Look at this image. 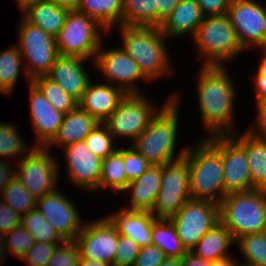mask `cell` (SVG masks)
Returning a JSON list of instances; mask_svg holds the SVG:
<instances>
[{
  "label": "cell",
  "mask_w": 266,
  "mask_h": 266,
  "mask_svg": "<svg viewBox=\"0 0 266 266\" xmlns=\"http://www.w3.org/2000/svg\"><path fill=\"white\" fill-rule=\"evenodd\" d=\"M230 68L231 66L199 65L194 73L197 89L195 100L197 99L198 105L196 109L200 115V125L205 132L200 138L231 135L239 131L235 121L239 95L235 82L238 80H235L237 77L233 75V71L231 73Z\"/></svg>",
  "instance_id": "6da1fadb"
},
{
  "label": "cell",
  "mask_w": 266,
  "mask_h": 266,
  "mask_svg": "<svg viewBox=\"0 0 266 266\" xmlns=\"http://www.w3.org/2000/svg\"><path fill=\"white\" fill-rule=\"evenodd\" d=\"M180 92L175 89L169 94L172 99L152 119L150 125L130 143L131 147L153 165H163L184 157L189 146L186 142L185 146L182 145L178 150L183 96Z\"/></svg>",
  "instance_id": "7a4b0ae2"
},
{
  "label": "cell",
  "mask_w": 266,
  "mask_h": 266,
  "mask_svg": "<svg viewBox=\"0 0 266 266\" xmlns=\"http://www.w3.org/2000/svg\"><path fill=\"white\" fill-rule=\"evenodd\" d=\"M115 29L117 34L120 33V47L138 63L141 73L150 83L178 75V67L175 68L172 62L174 58L167 44L169 40L159 27L121 25L109 33Z\"/></svg>",
  "instance_id": "3957f363"
},
{
  "label": "cell",
  "mask_w": 266,
  "mask_h": 266,
  "mask_svg": "<svg viewBox=\"0 0 266 266\" xmlns=\"http://www.w3.org/2000/svg\"><path fill=\"white\" fill-rule=\"evenodd\" d=\"M184 157L189 165L190 199L219 204L224 198L223 162L221 152L207 139L189 143Z\"/></svg>",
  "instance_id": "277c9868"
},
{
  "label": "cell",
  "mask_w": 266,
  "mask_h": 266,
  "mask_svg": "<svg viewBox=\"0 0 266 266\" xmlns=\"http://www.w3.org/2000/svg\"><path fill=\"white\" fill-rule=\"evenodd\" d=\"M190 42L200 66H230L246 55L227 14L205 17Z\"/></svg>",
  "instance_id": "5b68a950"
},
{
  "label": "cell",
  "mask_w": 266,
  "mask_h": 266,
  "mask_svg": "<svg viewBox=\"0 0 266 266\" xmlns=\"http://www.w3.org/2000/svg\"><path fill=\"white\" fill-rule=\"evenodd\" d=\"M219 219L235 240L266 231V190L227 194L219 203Z\"/></svg>",
  "instance_id": "8992f818"
},
{
  "label": "cell",
  "mask_w": 266,
  "mask_h": 266,
  "mask_svg": "<svg viewBox=\"0 0 266 266\" xmlns=\"http://www.w3.org/2000/svg\"><path fill=\"white\" fill-rule=\"evenodd\" d=\"M167 97L163 105H160L156 104V100H152V96L149 98L146 93L126 94L102 123L116 141L118 139L119 141L123 140L129 145L150 125L152 119L172 99L169 95Z\"/></svg>",
  "instance_id": "52a82bcc"
},
{
  "label": "cell",
  "mask_w": 266,
  "mask_h": 266,
  "mask_svg": "<svg viewBox=\"0 0 266 266\" xmlns=\"http://www.w3.org/2000/svg\"><path fill=\"white\" fill-rule=\"evenodd\" d=\"M109 32L88 15L77 10L69 11L65 24L56 37L61 56H74L91 60L94 68L96 54Z\"/></svg>",
  "instance_id": "ba28073f"
},
{
  "label": "cell",
  "mask_w": 266,
  "mask_h": 266,
  "mask_svg": "<svg viewBox=\"0 0 266 266\" xmlns=\"http://www.w3.org/2000/svg\"><path fill=\"white\" fill-rule=\"evenodd\" d=\"M55 156L47 147L34 146L15 163V176L36 199L59 188L62 163Z\"/></svg>",
  "instance_id": "9c48e42d"
},
{
  "label": "cell",
  "mask_w": 266,
  "mask_h": 266,
  "mask_svg": "<svg viewBox=\"0 0 266 266\" xmlns=\"http://www.w3.org/2000/svg\"><path fill=\"white\" fill-rule=\"evenodd\" d=\"M104 41L94 61L99 80L121 88L126 94L146 93L140 83L145 82L147 85L150 82L141 73L138 63L120 45L107 48Z\"/></svg>",
  "instance_id": "30bf717a"
},
{
  "label": "cell",
  "mask_w": 266,
  "mask_h": 266,
  "mask_svg": "<svg viewBox=\"0 0 266 266\" xmlns=\"http://www.w3.org/2000/svg\"><path fill=\"white\" fill-rule=\"evenodd\" d=\"M17 27V42L28 78L32 81L46 76L59 56L56 38L40 27L28 22L23 16Z\"/></svg>",
  "instance_id": "8fae6325"
},
{
  "label": "cell",
  "mask_w": 266,
  "mask_h": 266,
  "mask_svg": "<svg viewBox=\"0 0 266 266\" xmlns=\"http://www.w3.org/2000/svg\"><path fill=\"white\" fill-rule=\"evenodd\" d=\"M190 199L189 165L182 157L162 165V183L151 213L157 219H171Z\"/></svg>",
  "instance_id": "7c38bea8"
},
{
  "label": "cell",
  "mask_w": 266,
  "mask_h": 266,
  "mask_svg": "<svg viewBox=\"0 0 266 266\" xmlns=\"http://www.w3.org/2000/svg\"><path fill=\"white\" fill-rule=\"evenodd\" d=\"M227 15L246 52L266 48V4L263 0H232Z\"/></svg>",
  "instance_id": "4fadbf2b"
},
{
  "label": "cell",
  "mask_w": 266,
  "mask_h": 266,
  "mask_svg": "<svg viewBox=\"0 0 266 266\" xmlns=\"http://www.w3.org/2000/svg\"><path fill=\"white\" fill-rule=\"evenodd\" d=\"M187 252L218 222L219 204L207 200L189 199L170 219Z\"/></svg>",
  "instance_id": "5bb4252c"
},
{
  "label": "cell",
  "mask_w": 266,
  "mask_h": 266,
  "mask_svg": "<svg viewBox=\"0 0 266 266\" xmlns=\"http://www.w3.org/2000/svg\"><path fill=\"white\" fill-rule=\"evenodd\" d=\"M75 241L79 247L81 258L114 266L119 232L106 215L98 219L87 220Z\"/></svg>",
  "instance_id": "9a60e30c"
},
{
  "label": "cell",
  "mask_w": 266,
  "mask_h": 266,
  "mask_svg": "<svg viewBox=\"0 0 266 266\" xmlns=\"http://www.w3.org/2000/svg\"><path fill=\"white\" fill-rule=\"evenodd\" d=\"M60 189L38 198L36 208L64 240H75L87 220L82 219L74 200Z\"/></svg>",
  "instance_id": "2e32d148"
},
{
  "label": "cell",
  "mask_w": 266,
  "mask_h": 266,
  "mask_svg": "<svg viewBox=\"0 0 266 266\" xmlns=\"http://www.w3.org/2000/svg\"><path fill=\"white\" fill-rule=\"evenodd\" d=\"M207 139L222 154L224 197L251 191L250 169L244 149L230 135L209 136Z\"/></svg>",
  "instance_id": "e0dca14e"
},
{
  "label": "cell",
  "mask_w": 266,
  "mask_h": 266,
  "mask_svg": "<svg viewBox=\"0 0 266 266\" xmlns=\"http://www.w3.org/2000/svg\"><path fill=\"white\" fill-rule=\"evenodd\" d=\"M64 154L63 164L66 166L65 174L68 182L75 188L90 193L99 192V180L102 160L96 156L85 141L70 144L62 150Z\"/></svg>",
  "instance_id": "ac0fdd59"
},
{
  "label": "cell",
  "mask_w": 266,
  "mask_h": 266,
  "mask_svg": "<svg viewBox=\"0 0 266 266\" xmlns=\"http://www.w3.org/2000/svg\"><path fill=\"white\" fill-rule=\"evenodd\" d=\"M28 86V115L35 137L33 145L46 147L58 133L65 114L56 110L32 82Z\"/></svg>",
  "instance_id": "d6986e66"
},
{
  "label": "cell",
  "mask_w": 266,
  "mask_h": 266,
  "mask_svg": "<svg viewBox=\"0 0 266 266\" xmlns=\"http://www.w3.org/2000/svg\"><path fill=\"white\" fill-rule=\"evenodd\" d=\"M86 61L91 62L81 57L59 55L46 76L79 101L93 79V74L86 69Z\"/></svg>",
  "instance_id": "ffe728a7"
},
{
  "label": "cell",
  "mask_w": 266,
  "mask_h": 266,
  "mask_svg": "<svg viewBox=\"0 0 266 266\" xmlns=\"http://www.w3.org/2000/svg\"><path fill=\"white\" fill-rule=\"evenodd\" d=\"M162 183V165L151 164L135 181L121 193L128 202L121 207L127 210L152 211ZM127 195V196H124Z\"/></svg>",
  "instance_id": "44dd1931"
},
{
  "label": "cell",
  "mask_w": 266,
  "mask_h": 266,
  "mask_svg": "<svg viewBox=\"0 0 266 266\" xmlns=\"http://www.w3.org/2000/svg\"><path fill=\"white\" fill-rule=\"evenodd\" d=\"M125 96L121 88L101 80L95 83L92 79L78 101V106L102 123Z\"/></svg>",
  "instance_id": "7402d4cb"
},
{
  "label": "cell",
  "mask_w": 266,
  "mask_h": 266,
  "mask_svg": "<svg viewBox=\"0 0 266 266\" xmlns=\"http://www.w3.org/2000/svg\"><path fill=\"white\" fill-rule=\"evenodd\" d=\"M204 18L196 0H181L159 28L169 41L184 35L192 40Z\"/></svg>",
  "instance_id": "603a6c76"
},
{
  "label": "cell",
  "mask_w": 266,
  "mask_h": 266,
  "mask_svg": "<svg viewBox=\"0 0 266 266\" xmlns=\"http://www.w3.org/2000/svg\"><path fill=\"white\" fill-rule=\"evenodd\" d=\"M120 235L131 238L140 247L151 245V230L157 219L151 211L127 210L119 207L106 215Z\"/></svg>",
  "instance_id": "cb8c5ba5"
},
{
  "label": "cell",
  "mask_w": 266,
  "mask_h": 266,
  "mask_svg": "<svg viewBox=\"0 0 266 266\" xmlns=\"http://www.w3.org/2000/svg\"><path fill=\"white\" fill-rule=\"evenodd\" d=\"M99 123L87 111L77 106L74 110L65 114L58 133L46 147L56 152L53 149H62L78 141H84Z\"/></svg>",
  "instance_id": "d4e9b609"
},
{
  "label": "cell",
  "mask_w": 266,
  "mask_h": 266,
  "mask_svg": "<svg viewBox=\"0 0 266 266\" xmlns=\"http://www.w3.org/2000/svg\"><path fill=\"white\" fill-rule=\"evenodd\" d=\"M245 151L250 169L252 190H266V141L241 130L230 135Z\"/></svg>",
  "instance_id": "484cf974"
},
{
  "label": "cell",
  "mask_w": 266,
  "mask_h": 266,
  "mask_svg": "<svg viewBox=\"0 0 266 266\" xmlns=\"http://www.w3.org/2000/svg\"><path fill=\"white\" fill-rule=\"evenodd\" d=\"M69 11L48 0H34L20 13L28 22L56 38Z\"/></svg>",
  "instance_id": "4316f807"
},
{
  "label": "cell",
  "mask_w": 266,
  "mask_h": 266,
  "mask_svg": "<svg viewBox=\"0 0 266 266\" xmlns=\"http://www.w3.org/2000/svg\"><path fill=\"white\" fill-rule=\"evenodd\" d=\"M235 243L236 240L230 231L221 222H218L197 242L191 252L212 262L233 254L230 253V250Z\"/></svg>",
  "instance_id": "83f0119b"
},
{
  "label": "cell",
  "mask_w": 266,
  "mask_h": 266,
  "mask_svg": "<svg viewBox=\"0 0 266 266\" xmlns=\"http://www.w3.org/2000/svg\"><path fill=\"white\" fill-rule=\"evenodd\" d=\"M21 74L30 84L22 55L14 43L0 51V95L12 96Z\"/></svg>",
  "instance_id": "f1b7e54d"
},
{
  "label": "cell",
  "mask_w": 266,
  "mask_h": 266,
  "mask_svg": "<svg viewBox=\"0 0 266 266\" xmlns=\"http://www.w3.org/2000/svg\"><path fill=\"white\" fill-rule=\"evenodd\" d=\"M77 11L94 19L108 32L123 25V0H80Z\"/></svg>",
  "instance_id": "f546056e"
},
{
  "label": "cell",
  "mask_w": 266,
  "mask_h": 266,
  "mask_svg": "<svg viewBox=\"0 0 266 266\" xmlns=\"http://www.w3.org/2000/svg\"><path fill=\"white\" fill-rule=\"evenodd\" d=\"M123 162V145L112 154L102 160L101 174L99 180V192H112L114 195L121 194L127 187Z\"/></svg>",
  "instance_id": "4dcf8cb0"
},
{
  "label": "cell",
  "mask_w": 266,
  "mask_h": 266,
  "mask_svg": "<svg viewBox=\"0 0 266 266\" xmlns=\"http://www.w3.org/2000/svg\"><path fill=\"white\" fill-rule=\"evenodd\" d=\"M19 128L13 122H0V159L16 163L34 147L22 137Z\"/></svg>",
  "instance_id": "1f68e13d"
},
{
  "label": "cell",
  "mask_w": 266,
  "mask_h": 266,
  "mask_svg": "<svg viewBox=\"0 0 266 266\" xmlns=\"http://www.w3.org/2000/svg\"><path fill=\"white\" fill-rule=\"evenodd\" d=\"M152 245L161 249L166 257L183 258V247L176 228L170 219H156L151 230Z\"/></svg>",
  "instance_id": "d6a6232c"
},
{
  "label": "cell",
  "mask_w": 266,
  "mask_h": 266,
  "mask_svg": "<svg viewBox=\"0 0 266 266\" xmlns=\"http://www.w3.org/2000/svg\"><path fill=\"white\" fill-rule=\"evenodd\" d=\"M123 25L157 27L155 0H123Z\"/></svg>",
  "instance_id": "836d02e7"
},
{
  "label": "cell",
  "mask_w": 266,
  "mask_h": 266,
  "mask_svg": "<svg viewBox=\"0 0 266 266\" xmlns=\"http://www.w3.org/2000/svg\"><path fill=\"white\" fill-rule=\"evenodd\" d=\"M244 266H266V231L247 234L236 239Z\"/></svg>",
  "instance_id": "e575fe53"
},
{
  "label": "cell",
  "mask_w": 266,
  "mask_h": 266,
  "mask_svg": "<svg viewBox=\"0 0 266 266\" xmlns=\"http://www.w3.org/2000/svg\"><path fill=\"white\" fill-rule=\"evenodd\" d=\"M31 82L56 110L67 114L78 106V101L74 97L47 76L36 77Z\"/></svg>",
  "instance_id": "d590c367"
},
{
  "label": "cell",
  "mask_w": 266,
  "mask_h": 266,
  "mask_svg": "<svg viewBox=\"0 0 266 266\" xmlns=\"http://www.w3.org/2000/svg\"><path fill=\"white\" fill-rule=\"evenodd\" d=\"M0 200L10 206L20 216L36 208L37 199L24 187L18 177H14L0 193Z\"/></svg>",
  "instance_id": "8d00e7d4"
},
{
  "label": "cell",
  "mask_w": 266,
  "mask_h": 266,
  "mask_svg": "<svg viewBox=\"0 0 266 266\" xmlns=\"http://www.w3.org/2000/svg\"><path fill=\"white\" fill-rule=\"evenodd\" d=\"M21 225L32 235L35 242L63 243L65 241L37 208L22 216Z\"/></svg>",
  "instance_id": "74e56055"
},
{
  "label": "cell",
  "mask_w": 266,
  "mask_h": 266,
  "mask_svg": "<svg viewBox=\"0 0 266 266\" xmlns=\"http://www.w3.org/2000/svg\"><path fill=\"white\" fill-rule=\"evenodd\" d=\"M84 141L88 148L101 159L106 158L119 148L118 142L103 123H99Z\"/></svg>",
  "instance_id": "f35d334b"
},
{
  "label": "cell",
  "mask_w": 266,
  "mask_h": 266,
  "mask_svg": "<svg viewBox=\"0 0 266 266\" xmlns=\"http://www.w3.org/2000/svg\"><path fill=\"white\" fill-rule=\"evenodd\" d=\"M0 238L3 240V246L7 255L12 254L19 260L33 247L35 243L32 235L22 225L10 230Z\"/></svg>",
  "instance_id": "ab89813d"
},
{
  "label": "cell",
  "mask_w": 266,
  "mask_h": 266,
  "mask_svg": "<svg viewBox=\"0 0 266 266\" xmlns=\"http://www.w3.org/2000/svg\"><path fill=\"white\" fill-rule=\"evenodd\" d=\"M123 162L128 184L139 178L151 165L133 147L123 144Z\"/></svg>",
  "instance_id": "60d3db41"
},
{
  "label": "cell",
  "mask_w": 266,
  "mask_h": 266,
  "mask_svg": "<svg viewBox=\"0 0 266 266\" xmlns=\"http://www.w3.org/2000/svg\"><path fill=\"white\" fill-rule=\"evenodd\" d=\"M80 250L75 240H65L56 248L47 266H78Z\"/></svg>",
  "instance_id": "b9f144b4"
},
{
  "label": "cell",
  "mask_w": 266,
  "mask_h": 266,
  "mask_svg": "<svg viewBox=\"0 0 266 266\" xmlns=\"http://www.w3.org/2000/svg\"><path fill=\"white\" fill-rule=\"evenodd\" d=\"M59 244L61 243L35 242L20 261L25 262L26 266H47Z\"/></svg>",
  "instance_id": "7bdbcfd3"
},
{
  "label": "cell",
  "mask_w": 266,
  "mask_h": 266,
  "mask_svg": "<svg viewBox=\"0 0 266 266\" xmlns=\"http://www.w3.org/2000/svg\"><path fill=\"white\" fill-rule=\"evenodd\" d=\"M140 248L141 247L131 238L119 234V242L114 257V266H133Z\"/></svg>",
  "instance_id": "ee69618b"
},
{
  "label": "cell",
  "mask_w": 266,
  "mask_h": 266,
  "mask_svg": "<svg viewBox=\"0 0 266 266\" xmlns=\"http://www.w3.org/2000/svg\"><path fill=\"white\" fill-rule=\"evenodd\" d=\"M165 258L164 252L151 244L140 248L133 266H160Z\"/></svg>",
  "instance_id": "f6af8a7d"
},
{
  "label": "cell",
  "mask_w": 266,
  "mask_h": 266,
  "mask_svg": "<svg viewBox=\"0 0 266 266\" xmlns=\"http://www.w3.org/2000/svg\"><path fill=\"white\" fill-rule=\"evenodd\" d=\"M254 120L249 127H245L250 134L266 141V101L254 102Z\"/></svg>",
  "instance_id": "bcb514c9"
},
{
  "label": "cell",
  "mask_w": 266,
  "mask_h": 266,
  "mask_svg": "<svg viewBox=\"0 0 266 266\" xmlns=\"http://www.w3.org/2000/svg\"><path fill=\"white\" fill-rule=\"evenodd\" d=\"M22 216L0 200V237L21 225Z\"/></svg>",
  "instance_id": "7dc6e473"
},
{
  "label": "cell",
  "mask_w": 266,
  "mask_h": 266,
  "mask_svg": "<svg viewBox=\"0 0 266 266\" xmlns=\"http://www.w3.org/2000/svg\"><path fill=\"white\" fill-rule=\"evenodd\" d=\"M205 17L222 16L228 13L232 0H196Z\"/></svg>",
  "instance_id": "c3c4849f"
},
{
  "label": "cell",
  "mask_w": 266,
  "mask_h": 266,
  "mask_svg": "<svg viewBox=\"0 0 266 266\" xmlns=\"http://www.w3.org/2000/svg\"><path fill=\"white\" fill-rule=\"evenodd\" d=\"M252 85L254 102L266 101V75H251L248 76Z\"/></svg>",
  "instance_id": "681fc988"
},
{
  "label": "cell",
  "mask_w": 266,
  "mask_h": 266,
  "mask_svg": "<svg viewBox=\"0 0 266 266\" xmlns=\"http://www.w3.org/2000/svg\"><path fill=\"white\" fill-rule=\"evenodd\" d=\"M15 162L0 159V193L15 177Z\"/></svg>",
  "instance_id": "f907efd6"
},
{
  "label": "cell",
  "mask_w": 266,
  "mask_h": 266,
  "mask_svg": "<svg viewBox=\"0 0 266 266\" xmlns=\"http://www.w3.org/2000/svg\"><path fill=\"white\" fill-rule=\"evenodd\" d=\"M181 0H155L157 5V27L161 25L164 19L172 12Z\"/></svg>",
  "instance_id": "816d5d0a"
},
{
  "label": "cell",
  "mask_w": 266,
  "mask_h": 266,
  "mask_svg": "<svg viewBox=\"0 0 266 266\" xmlns=\"http://www.w3.org/2000/svg\"><path fill=\"white\" fill-rule=\"evenodd\" d=\"M182 266H210V261L198 257L192 252H187L182 258Z\"/></svg>",
  "instance_id": "f5cc1de1"
},
{
  "label": "cell",
  "mask_w": 266,
  "mask_h": 266,
  "mask_svg": "<svg viewBox=\"0 0 266 266\" xmlns=\"http://www.w3.org/2000/svg\"><path fill=\"white\" fill-rule=\"evenodd\" d=\"M256 52L259 54H257L258 57L256 58V60L258 59V62H256L257 67L252 69L254 71L250 75H266V48L259 49Z\"/></svg>",
  "instance_id": "db71d44e"
},
{
  "label": "cell",
  "mask_w": 266,
  "mask_h": 266,
  "mask_svg": "<svg viewBox=\"0 0 266 266\" xmlns=\"http://www.w3.org/2000/svg\"><path fill=\"white\" fill-rule=\"evenodd\" d=\"M240 260L234 258V255H229L227 257L214 260L210 262V266H239Z\"/></svg>",
  "instance_id": "11a10c76"
},
{
  "label": "cell",
  "mask_w": 266,
  "mask_h": 266,
  "mask_svg": "<svg viewBox=\"0 0 266 266\" xmlns=\"http://www.w3.org/2000/svg\"><path fill=\"white\" fill-rule=\"evenodd\" d=\"M56 4L57 6L72 10H77L80 0H48Z\"/></svg>",
  "instance_id": "9f6ffc18"
},
{
  "label": "cell",
  "mask_w": 266,
  "mask_h": 266,
  "mask_svg": "<svg viewBox=\"0 0 266 266\" xmlns=\"http://www.w3.org/2000/svg\"><path fill=\"white\" fill-rule=\"evenodd\" d=\"M78 266H113V265L109 263L100 262V261L83 259L80 257Z\"/></svg>",
  "instance_id": "6f0895ef"
},
{
  "label": "cell",
  "mask_w": 266,
  "mask_h": 266,
  "mask_svg": "<svg viewBox=\"0 0 266 266\" xmlns=\"http://www.w3.org/2000/svg\"><path fill=\"white\" fill-rule=\"evenodd\" d=\"M160 266H182V258L166 257Z\"/></svg>",
  "instance_id": "680465c9"
},
{
  "label": "cell",
  "mask_w": 266,
  "mask_h": 266,
  "mask_svg": "<svg viewBox=\"0 0 266 266\" xmlns=\"http://www.w3.org/2000/svg\"><path fill=\"white\" fill-rule=\"evenodd\" d=\"M16 4V8L19 10V12L23 11L30 3H32L34 0H13Z\"/></svg>",
  "instance_id": "91938a15"
},
{
  "label": "cell",
  "mask_w": 266,
  "mask_h": 266,
  "mask_svg": "<svg viewBox=\"0 0 266 266\" xmlns=\"http://www.w3.org/2000/svg\"><path fill=\"white\" fill-rule=\"evenodd\" d=\"M8 255L5 251V248L3 246V240L0 238V266H4V263L7 259Z\"/></svg>",
  "instance_id": "94428289"
}]
</instances>
